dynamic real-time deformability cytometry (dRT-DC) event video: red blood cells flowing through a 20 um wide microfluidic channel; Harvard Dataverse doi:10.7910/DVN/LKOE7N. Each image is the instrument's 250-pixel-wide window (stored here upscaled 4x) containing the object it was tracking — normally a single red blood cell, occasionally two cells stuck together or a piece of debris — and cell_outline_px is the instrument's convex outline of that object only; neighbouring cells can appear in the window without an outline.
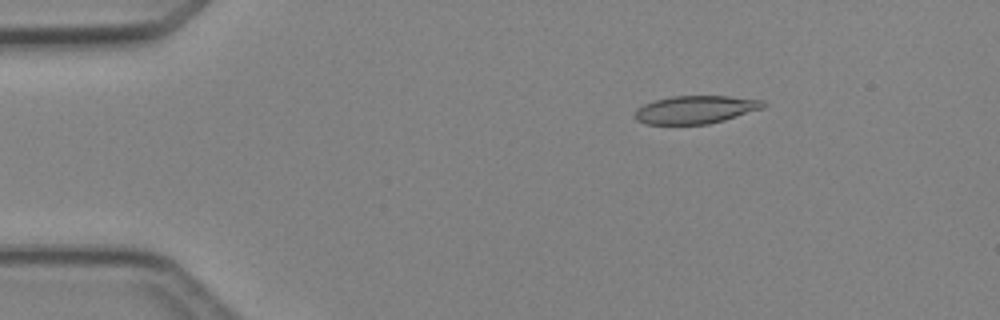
{"species": "Egyptian fruit bat (a non-hibernating species)", "species_latin": "Rousettus aegyptiacus", "temperature_condition": "cold", "stored_images_in_passage": 8, "camera_frame_rate_fps": 3000, "um_per_image_px": 0.085, "animal": {"sex": "female"}, "frame": {"image": 1, "passage_image": 3, "time_ms": 2.333, "image_size_px": [1000, 320], "cell_outline_px": [[768, 104], [764, 108], [724, 120], [708, 124], [644, 124], [636, 120], [636, 108], [644, 104], [656, 100], [672, 96], [728, 96], [764, 100]], "centroid_in_image_um": [59.15, 9.31], "position_along_channel_um": 25.8, "area_um2": 20.92}}
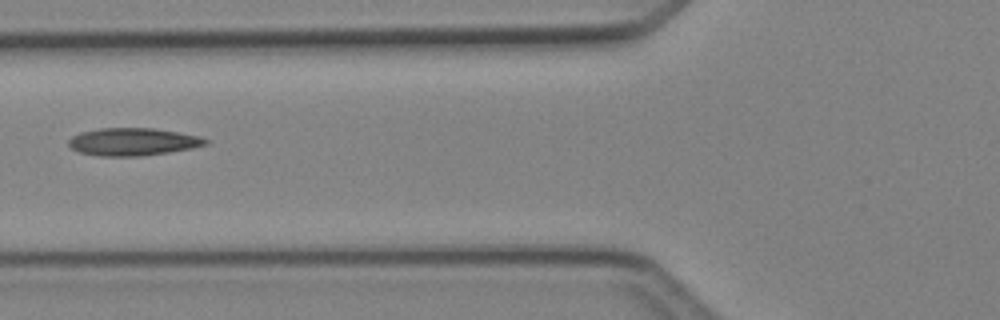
{"frame": {"image": 2, "passage_image": 6, "time_ms": 6.0, "image_size_px": [1000, 320], "cell_outline_px": [[208, 144], [192, 148], [168, 152], [140, 156], [100, 156], [80, 152], [72, 148], [68, 144], [68, 140], [72, 136], [80, 132], [100, 128], [156, 128], [200, 136], [208, 140]], "centroid_in_image_um": [11.3, 12.04], "position_along_channel_um": 114.5, "area_um2": 22.02}}
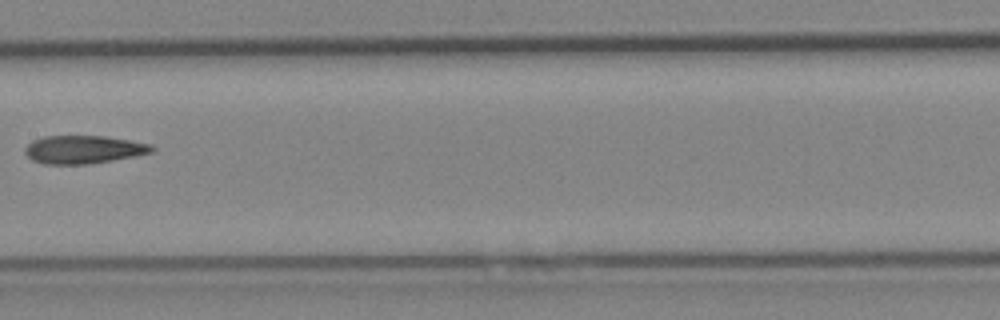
{"frame": {"image": 3, "passage_image": 8, "time_ms": 8.0, "image_size_px": [1000, 320], "cell_outline_px": [[156, 148], [152, 152], [136, 156], [88, 164], [44, 164], [32, 160], [24, 152], [24, 148], [32, 140], [44, 136], [104, 136], [152, 144]], "centroid_in_image_um": [7.09, 12.71], "position_along_channel_um": 200.3, "area_um2": 20.81}}